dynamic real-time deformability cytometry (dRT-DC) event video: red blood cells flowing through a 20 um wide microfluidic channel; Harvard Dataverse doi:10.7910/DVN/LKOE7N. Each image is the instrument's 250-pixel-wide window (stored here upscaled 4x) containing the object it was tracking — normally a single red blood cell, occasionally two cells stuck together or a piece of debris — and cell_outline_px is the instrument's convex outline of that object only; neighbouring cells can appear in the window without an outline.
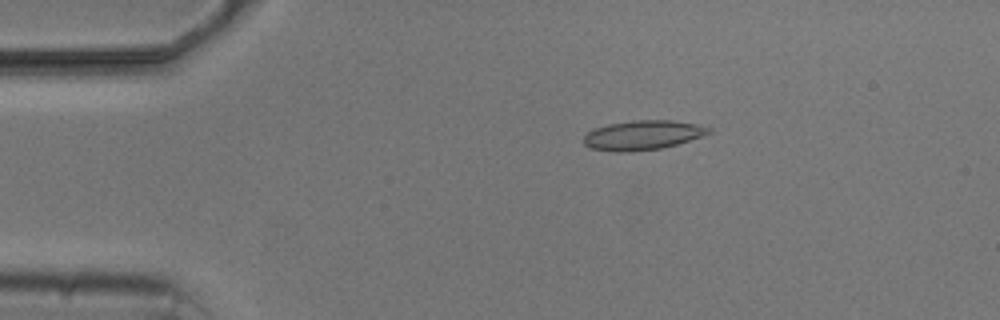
{"species": "common noctule bat (a hibernating species)", "species_latin": "Nyctalus noctula", "temperature_condition": "cold", "stored_images_in_passage": 6, "camera_frame_rate_fps": 3000, "um_per_image_px": 0.085, "animal": {"sex": "male", "body_mass_g": 20.5, "forearm_length_mm": 52.5}, "frame": {"image": 1, "passage_image": 3, "time_ms": 2.333, "image_size_px": [1000, 320], "cell_outline_px": [[712, 132], [676, 144], [660, 148], [624, 152], [612, 152], [592, 148], [584, 144], [584, 136], [588, 132], [596, 128], [608, 124], [632, 120], [672, 120], [696, 124], [712, 128]], "centroid_in_image_um": [54.61, 11.48], "position_along_channel_um": 30.4, "area_um2": 21.21}}
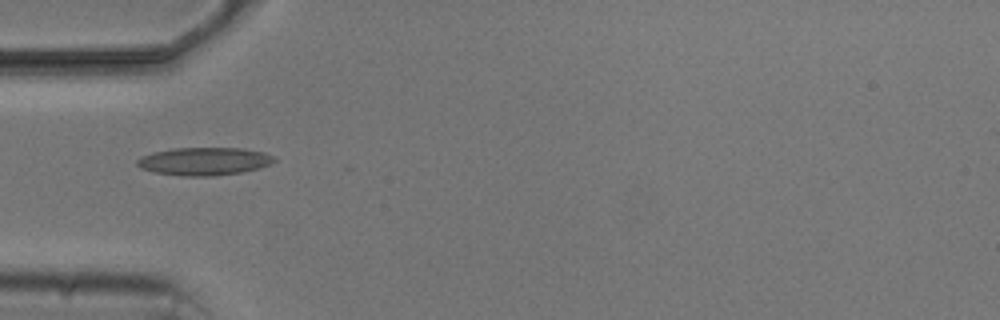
{"frame": {"image": 2, "passage_image": 5, "time_ms": 4.667, "image_size_px": [1000, 320], "cell_outline_px": [[276, 160], [260, 168], [240, 172], [216, 176], [184, 176], [156, 172], [140, 168], [136, 164], [136, 160], [140, 156], [152, 152], [172, 148], [244, 148], [264, 152], [272, 156]], "centroid_in_image_um": [17.32, 13.7], "position_along_channel_um": 67.7, "area_um2": 22.31}}
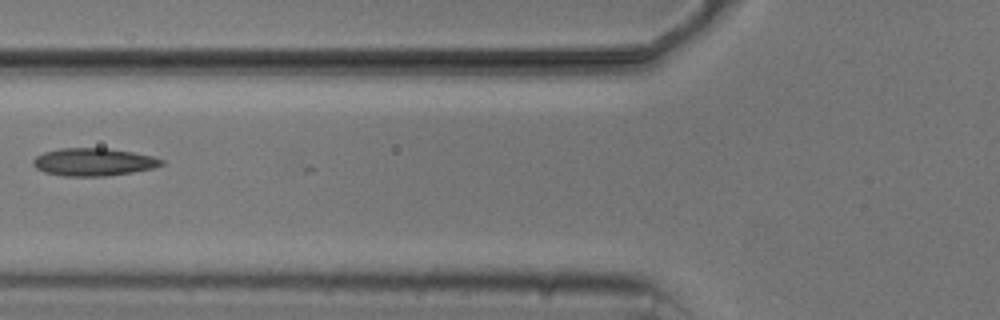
{"frame": {"image": 3, "passage_image": 6, "time_ms": 6.0, "image_size_px": [1000, 320], "cell_outline_px": [[164, 164], [152, 168], [132, 172], [104, 176], [64, 176], [44, 172], [36, 168], [32, 164], [32, 160], [36, 156], [44, 152], [60, 148], [104, 148], [132, 152], [152, 156], [164, 160]], "centroid_in_image_um": [7.92, 13.77], "position_along_channel_um": 117.9, "area_um2": 20.63}}